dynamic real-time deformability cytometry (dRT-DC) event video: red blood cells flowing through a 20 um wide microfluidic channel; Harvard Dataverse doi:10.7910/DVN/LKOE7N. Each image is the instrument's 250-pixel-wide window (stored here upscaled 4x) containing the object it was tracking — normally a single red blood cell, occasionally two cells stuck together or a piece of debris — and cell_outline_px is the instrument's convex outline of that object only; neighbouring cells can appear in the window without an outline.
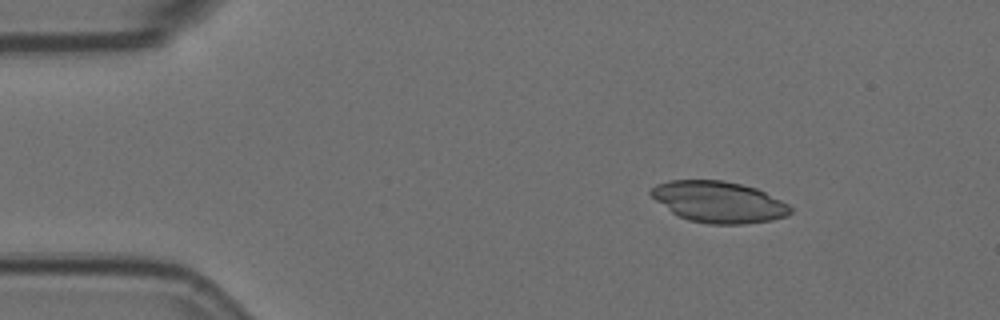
{"species": "Egyptian fruit bat (a non-hibernating species)", "species_latin": "Rousettus aegyptiacus", "temperature_condition": "room temperature", "stored_images_in_passage": 3, "segment_of_instrument_passage": [1, 2], "camera_frame_rate_fps": 3000, "um_per_image_px": 0.085, "animal": {"sex": "female"}, "frame": {"image": 1, "passage_image": 1, "time_ms": 0.0, "image_size_px": [1000, 320], "cell_outline_px": [[792, 212], [788, 216], [772, 220], [744, 224], [708, 224], [688, 220], [672, 212], [656, 200], [648, 192], [656, 184], [668, 180], [720, 180], [740, 184], [756, 188], [788, 204], [792, 208]], "centroid_in_image_um": [61.09, 17.17], "position_along_channel_um": 23.9, "area_um2": 33.41}}